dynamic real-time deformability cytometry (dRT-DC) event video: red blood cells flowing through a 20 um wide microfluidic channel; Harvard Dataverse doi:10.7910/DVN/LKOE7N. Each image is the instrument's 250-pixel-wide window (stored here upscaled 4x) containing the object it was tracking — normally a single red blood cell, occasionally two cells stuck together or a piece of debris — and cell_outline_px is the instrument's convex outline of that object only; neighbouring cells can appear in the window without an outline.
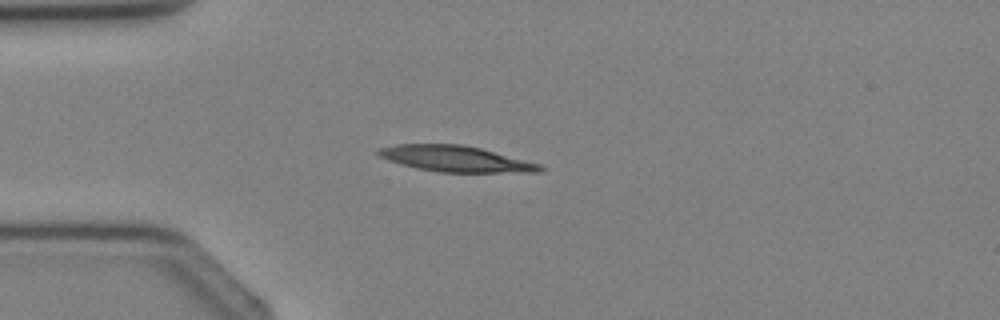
{"species": "Egyptian fruit bat (a non-hibernating species)", "species_latin": "Rousettus aegyptiacus", "temperature_condition": "cold", "stored_images_in_passage": 1, "camera_frame_rate_fps": 3000, "um_per_image_px": 0.085, "animal": {"sex": "female"}, "frame": {"image": 1, "passage_image": 1, "time_ms": 0.0, "image_size_px": [1000, 320], "cell_outline_px": [[548, 168], [540, 172], [440, 172], [416, 168], [400, 164], [388, 160], [380, 156], [376, 152], [376, 148], [396, 144], [460, 144], [480, 148], [540, 164]], "centroid_in_image_um": [38.71, 13.5], "position_along_channel_um": 46.3, "area_um2": 24.39}}